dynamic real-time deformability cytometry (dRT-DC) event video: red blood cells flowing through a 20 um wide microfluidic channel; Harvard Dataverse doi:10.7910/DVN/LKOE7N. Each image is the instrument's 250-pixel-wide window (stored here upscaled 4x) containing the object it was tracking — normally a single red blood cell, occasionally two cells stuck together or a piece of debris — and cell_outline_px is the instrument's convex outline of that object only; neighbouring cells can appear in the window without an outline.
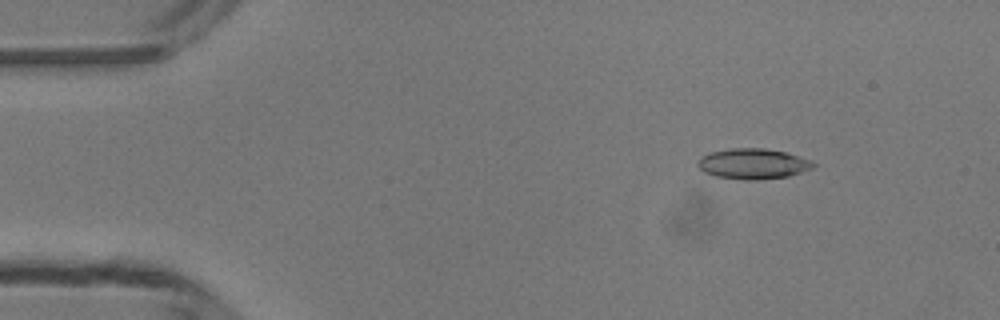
{"species": "common noctule bat (a hibernating species)", "species_latin": "Nyctalus noctula", "temperature_condition": "room temperature", "stored_images_in_passage": 48, "camera_frame_rate_fps": 3000, "um_per_image_px": 0.085, "animal": {"sex": "male", "body_mass_g": 13.3}, "frame": {"image": 1, "passage_image": 6, "time_ms": 1.667, "image_size_px": [1000, 320], "cell_outline_px": [[816, 164], [812, 168], [788, 176], [756, 180], [744, 180], [716, 176], [704, 172], [696, 164], [700, 156], [708, 152], [732, 148], [764, 148], [784, 152], [812, 160]], "centroid_in_image_um": [63.97, 13.91], "position_along_channel_um": 21.0, "area_um2": 20.52}}
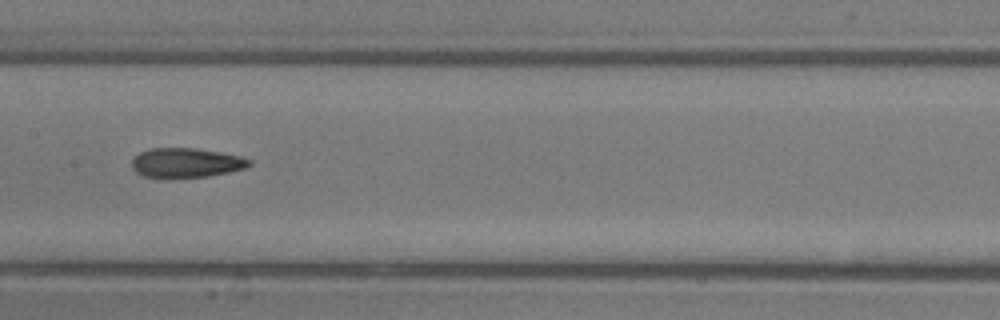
{"frame": {"image": 2, "passage_image": 24, "time_ms": 7.667, "image_size_px": [1000, 320], "cell_outline_px": [[252, 164], [244, 168], [228, 172], [208, 176], [144, 176], [136, 172], [132, 168], [132, 160], [140, 152], [152, 148], [196, 148], [220, 152], [240, 156], [252, 160]], "centroid_in_image_um": [15.85, 13.81], "position_along_channel_um": 191.6, "area_um2": 19.71}}
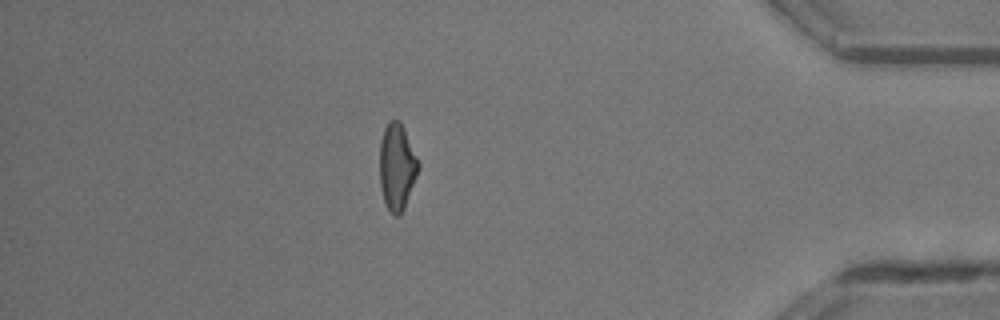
{"frame": {"image": 3, "passage_image": 42, "time_ms": 13.667, "image_size_px": [1000, 320], "cell_outline_px": [[420, 168], [404, 208], [400, 216], [396, 216], [388, 208], [384, 200], [380, 188], [380, 140], [384, 128], [392, 120], [400, 120], [420, 164]], "centroid_in_image_um": [33.74, 14.18], "position_along_channel_um": 401.5, "area_um2": 19.36}, "authors_computed_cell_mechanics": {"area_um2": 20.23, "velocity_mm_per_s": 4.2249, "shape_relaxation_time_tau1_ms": null, "shape_relaxation_time_tau2_ms": 3.4524, "deformation_change_tau1": null, "deformation_change_tau2": 0.1281}}